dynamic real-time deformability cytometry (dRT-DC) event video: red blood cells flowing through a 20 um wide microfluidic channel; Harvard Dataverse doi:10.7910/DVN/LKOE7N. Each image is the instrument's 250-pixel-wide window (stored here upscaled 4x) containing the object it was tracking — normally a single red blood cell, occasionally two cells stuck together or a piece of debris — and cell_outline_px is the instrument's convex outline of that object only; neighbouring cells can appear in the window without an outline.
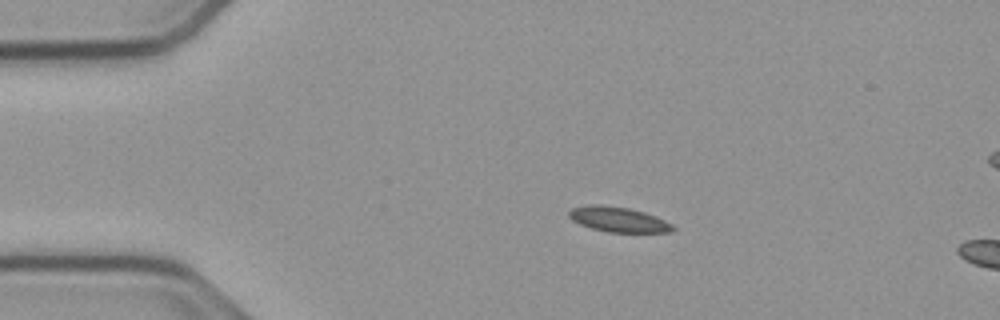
{"species": "common noctule bat (a hibernating species)", "species_latin": "Nyctalus noctula", "temperature_condition": "cold", "stored_images_in_passage": 5, "camera_frame_rate_fps": 3000, "um_per_image_px": 0.085, "animal": {"sex": "male", "body_mass_g": 23.1, "forearm_length_mm": 52.7}, "frame": {"image": 1, "passage_image": 1, "time_ms": 0.0, "image_size_px": [1000, 320], "cell_outline_px": [[676, 228], [672, 232], [608, 232], [592, 228], [580, 224], [572, 220], [568, 216], [568, 212], [572, 208], [588, 204], [600, 204], [628, 208], [644, 212], [656, 216], [672, 224]], "centroid_in_image_um": [52.55, 18.65], "position_along_channel_um": 32.4, "area_um2": 15.2}}